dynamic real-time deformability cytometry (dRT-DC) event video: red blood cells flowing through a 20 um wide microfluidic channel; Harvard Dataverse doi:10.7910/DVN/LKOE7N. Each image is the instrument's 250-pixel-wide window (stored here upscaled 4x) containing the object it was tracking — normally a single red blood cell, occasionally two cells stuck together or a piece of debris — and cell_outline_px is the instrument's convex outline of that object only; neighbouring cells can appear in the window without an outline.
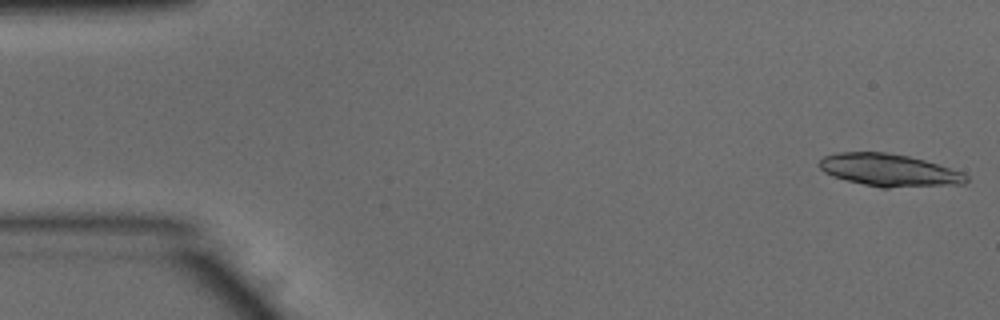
{"species": "common noctule bat (a hibernating species)", "species_latin": "Nyctalus noctula", "temperature_condition": "warm", "stored_images_in_passage": 15, "camera_frame_rate_fps": 3000, "um_per_image_px": 0.085, "animal": {"sex": "male", "body_mass_g": 15.6}, "frame": {"image": 1, "passage_image": 1, "time_ms": 0.0, "image_size_px": [1000, 320], "cell_outline_px": [[968, 180], [964, 184], [888, 188], [880, 188], [832, 176], [824, 172], [816, 164], [824, 156], [836, 152], [884, 152], [908, 156], [924, 160], [964, 172], [968, 176]], "centroid_in_image_um": [75.57, 14.46], "position_along_channel_um": 9.4, "area_um2": 27.86}}
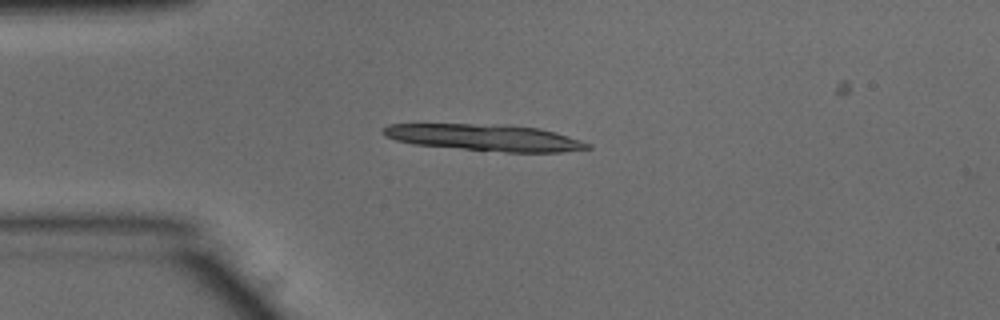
{"frame": {"image": 2, "passage_image": 12, "time_ms": 3.667, "image_size_px": [1000, 320], "cell_outline_px": [[592, 148], [560, 152], [504, 152], [412, 144], [396, 140], [384, 136], [380, 132], [380, 128], [388, 124], [508, 124], [540, 128], [556, 132], [592, 144]], "centroid_in_image_um": [41.19, 11.68], "position_along_channel_um": 43.8, "area_um2": 31.96}}